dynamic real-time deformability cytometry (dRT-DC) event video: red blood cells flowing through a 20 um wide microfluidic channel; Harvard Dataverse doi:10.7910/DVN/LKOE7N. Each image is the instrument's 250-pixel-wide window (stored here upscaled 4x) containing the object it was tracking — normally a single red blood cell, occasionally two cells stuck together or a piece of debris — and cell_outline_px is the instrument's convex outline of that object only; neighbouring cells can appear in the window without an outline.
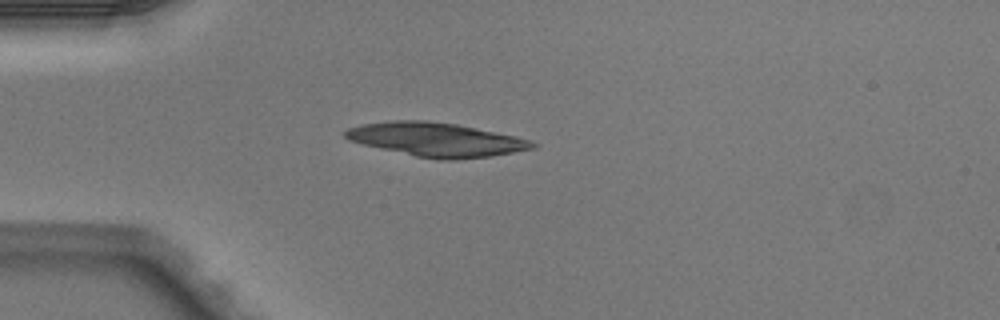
{"species": "Egyptian fruit bat (a non-hibernating species)", "species_latin": "Rousettus aegyptiacus", "temperature_condition": "warm", "stored_images_in_passage": 1, "camera_frame_rate_fps": 3000, "um_per_image_px": 0.085, "animal": {"sex": "male"}, "frame": {"image": 1, "passage_image": 1, "time_ms": 0.0, "image_size_px": [1000, 320], "cell_outline_px": [[540, 144], [536, 148], [492, 156], [456, 160], [444, 160], [416, 156], [364, 144], [348, 140], [344, 136], [344, 132], [348, 128], [364, 124], [392, 120], [424, 120], [456, 124], [516, 136], [532, 140]], "centroid_in_image_um": [37.15, 11.86], "position_along_channel_um": 47.9, "area_um2": 36.76}}